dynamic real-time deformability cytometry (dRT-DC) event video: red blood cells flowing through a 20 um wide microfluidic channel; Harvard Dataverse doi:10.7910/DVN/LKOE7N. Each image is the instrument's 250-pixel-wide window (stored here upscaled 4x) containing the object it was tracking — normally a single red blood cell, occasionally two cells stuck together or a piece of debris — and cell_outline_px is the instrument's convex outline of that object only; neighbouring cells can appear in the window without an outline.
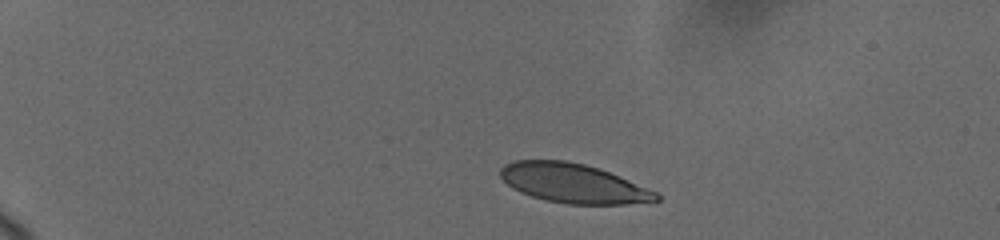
{"species": "human", "species_latin": "Homo sapiens", "temperature_condition": "cold", "stored_images_in_passage": 7, "camera_frame_rate_fps": 3000, "um_per_image_px": 0.085, "donor": {"sex": "female"}, "frame": {"image": 1, "passage_image": 2, "time_ms": 0.667, "image_size_px": [1000, 240], "cell_outline_px": [[660, 200], [628, 204], [568, 204], [544, 200], [520, 192], [512, 188], [500, 176], [500, 168], [504, 164], [516, 160], [568, 160], [584, 164], [620, 176], [656, 192], [660, 196]], "centroid_in_image_um": [48.7, 15.58], "position_along_channel_um": 36.3, "area_um2": 35.55}}
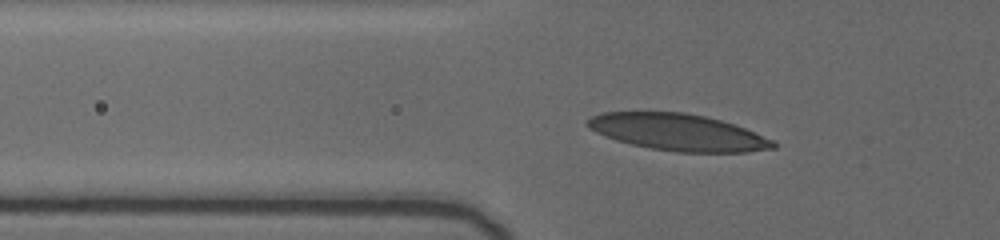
{"frame": {"image": 2, "passage_image": 6, "time_ms": 3.667, "image_size_px": [1000, 240], "cell_outline_px": [[776, 148], [748, 152], [676, 152], [652, 148], [632, 144], [616, 140], [604, 136], [588, 128], [584, 124], [584, 120], [592, 116], [604, 112], [684, 112], [704, 116], [720, 120], [744, 128], [772, 140], [776, 144]], "centroid_in_image_um": [57.58, 11.24], "position_along_channel_um": 68.2, "area_um2": 39.54}}